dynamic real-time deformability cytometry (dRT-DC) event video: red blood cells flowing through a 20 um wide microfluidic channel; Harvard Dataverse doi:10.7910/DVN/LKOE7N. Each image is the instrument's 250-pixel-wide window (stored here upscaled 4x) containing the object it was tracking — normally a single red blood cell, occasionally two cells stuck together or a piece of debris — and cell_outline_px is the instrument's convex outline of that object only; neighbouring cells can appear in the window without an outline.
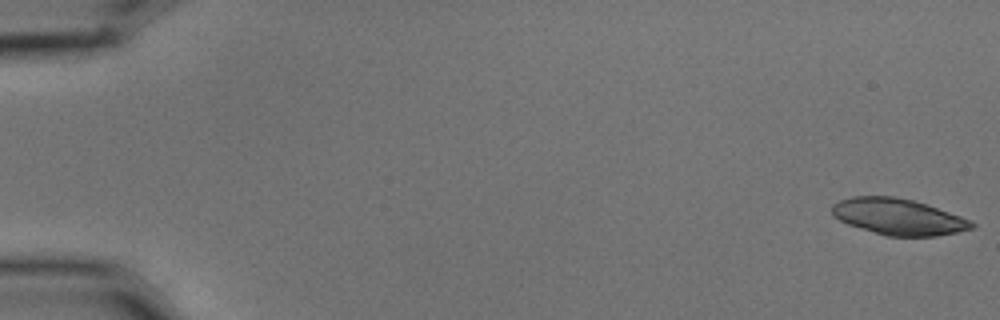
{"species": "common noctule bat (a hibernating species)", "species_latin": "Nyctalus noctula", "temperature_condition": "cold", "stored_images_in_passage": 8, "camera_frame_rate_fps": 3000, "um_per_image_px": 0.085, "animal": {"sex": "male", "body_mass_g": 15.6}, "frame": {"image": 1, "passage_image": 1, "time_ms": 0.0, "image_size_px": [1000, 320], "cell_outline_px": [[976, 228], [936, 236], [888, 236], [848, 224], [832, 216], [832, 204], [840, 200], [852, 196], [892, 196], [912, 200], [972, 220], [976, 224]], "centroid_in_image_um": [76.35, 18.42], "position_along_channel_um": 8.6, "area_um2": 29.25}}
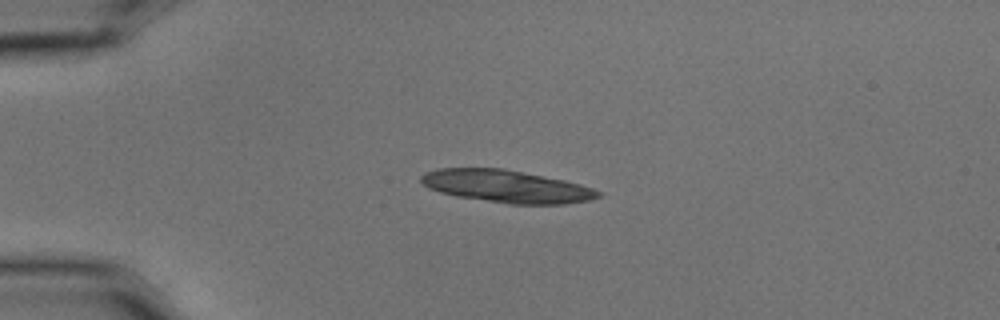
{"frame": {"image": 2, "passage_image": 5, "time_ms": 1.333, "image_size_px": [1000, 320], "cell_outline_px": [[604, 192], [600, 196], [588, 200], [564, 204], [508, 204], [456, 196], [440, 192], [428, 188], [420, 180], [420, 176], [424, 172], [436, 168], [504, 168], [564, 180], [580, 184]], "centroid_in_image_um": [43.03, 15.83], "position_along_channel_um": 42.0, "area_um2": 33.64}}